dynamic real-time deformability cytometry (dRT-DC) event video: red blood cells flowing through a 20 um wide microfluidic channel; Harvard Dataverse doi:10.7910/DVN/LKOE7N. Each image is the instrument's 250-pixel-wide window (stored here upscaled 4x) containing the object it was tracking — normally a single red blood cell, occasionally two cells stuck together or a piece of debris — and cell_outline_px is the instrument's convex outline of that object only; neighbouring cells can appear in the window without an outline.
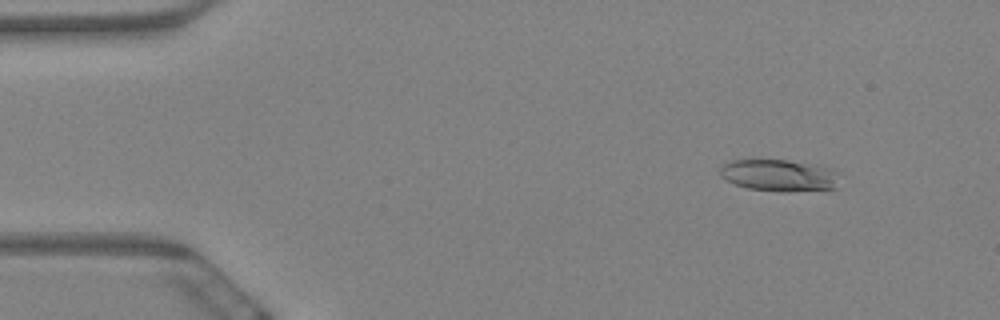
{"species": "Egyptian fruit bat (a non-hibernating species)", "species_latin": "Rousettus aegyptiacus", "temperature_condition": "warm", "stored_images_in_passage": 4, "camera_frame_rate_fps": 3000, "um_per_image_px": 0.085, "animal": {"sex": "female"}, "frame": {"image": 1, "passage_image": 1, "time_ms": 0.0, "image_size_px": [1000, 320], "cell_outline_px": [[836, 188], [788, 192], [780, 192], [748, 188], [736, 184], [720, 176], [720, 164], [732, 160], [788, 160], [828, 168], [832, 172]], "centroid_in_image_um": [66.09, 14.91], "position_along_channel_um": 18.9, "area_um2": 21.56}}